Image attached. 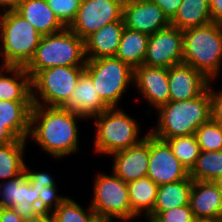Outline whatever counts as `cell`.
<instances>
[{
	"mask_svg": "<svg viewBox=\"0 0 222 222\" xmlns=\"http://www.w3.org/2000/svg\"><path fill=\"white\" fill-rule=\"evenodd\" d=\"M80 122L88 120L61 107L33 105L27 141L35 143L52 160H66L80 152Z\"/></svg>",
	"mask_w": 222,
	"mask_h": 222,
	"instance_id": "1",
	"label": "cell"
},
{
	"mask_svg": "<svg viewBox=\"0 0 222 222\" xmlns=\"http://www.w3.org/2000/svg\"><path fill=\"white\" fill-rule=\"evenodd\" d=\"M122 108H109L89 120V124L94 122V145L91 147L94 154L109 157L138 144L148 134L149 129L146 132L142 130L141 120L138 121L136 116Z\"/></svg>",
	"mask_w": 222,
	"mask_h": 222,
	"instance_id": "2",
	"label": "cell"
},
{
	"mask_svg": "<svg viewBox=\"0 0 222 222\" xmlns=\"http://www.w3.org/2000/svg\"><path fill=\"white\" fill-rule=\"evenodd\" d=\"M154 112L156 122L149 128L154 137L165 141L195 134L199 126L210 120L209 92L206 90L199 97L189 100L169 101Z\"/></svg>",
	"mask_w": 222,
	"mask_h": 222,
	"instance_id": "3",
	"label": "cell"
},
{
	"mask_svg": "<svg viewBox=\"0 0 222 222\" xmlns=\"http://www.w3.org/2000/svg\"><path fill=\"white\" fill-rule=\"evenodd\" d=\"M208 79L222 78V23L189 28L183 31V60Z\"/></svg>",
	"mask_w": 222,
	"mask_h": 222,
	"instance_id": "4",
	"label": "cell"
},
{
	"mask_svg": "<svg viewBox=\"0 0 222 222\" xmlns=\"http://www.w3.org/2000/svg\"><path fill=\"white\" fill-rule=\"evenodd\" d=\"M42 35L15 10L0 12V60L6 66L25 67Z\"/></svg>",
	"mask_w": 222,
	"mask_h": 222,
	"instance_id": "5",
	"label": "cell"
},
{
	"mask_svg": "<svg viewBox=\"0 0 222 222\" xmlns=\"http://www.w3.org/2000/svg\"><path fill=\"white\" fill-rule=\"evenodd\" d=\"M86 60L84 40L65 28L41 37L25 70L32 79L40 70L57 66H85Z\"/></svg>",
	"mask_w": 222,
	"mask_h": 222,
	"instance_id": "6",
	"label": "cell"
},
{
	"mask_svg": "<svg viewBox=\"0 0 222 222\" xmlns=\"http://www.w3.org/2000/svg\"><path fill=\"white\" fill-rule=\"evenodd\" d=\"M94 175L92 196L88 199L97 218L104 222L138 220L131 210L127 183L110 170L107 173L98 169Z\"/></svg>",
	"mask_w": 222,
	"mask_h": 222,
	"instance_id": "7",
	"label": "cell"
},
{
	"mask_svg": "<svg viewBox=\"0 0 222 222\" xmlns=\"http://www.w3.org/2000/svg\"><path fill=\"white\" fill-rule=\"evenodd\" d=\"M85 72L109 108L122 107L126 92L134 89V69L116 57L87 59Z\"/></svg>",
	"mask_w": 222,
	"mask_h": 222,
	"instance_id": "8",
	"label": "cell"
},
{
	"mask_svg": "<svg viewBox=\"0 0 222 222\" xmlns=\"http://www.w3.org/2000/svg\"><path fill=\"white\" fill-rule=\"evenodd\" d=\"M85 66H57L40 70L32 79V103L62 107L75 88Z\"/></svg>",
	"mask_w": 222,
	"mask_h": 222,
	"instance_id": "9",
	"label": "cell"
},
{
	"mask_svg": "<svg viewBox=\"0 0 222 222\" xmlns=\"http://www.w3.org/2000/svg\"><path fill=\"white\" fill-rule=\"evenodd\" d=\"M124 0H82L74 21L68 27L85 40L103 26L119 21Z\"/></svg>",
	"mask_w": 222,
	"mask_h": 222,
	"instance_id": "10",
	"label": "cell"
},
{
	"mask_svg": "<svg viewBox=\"0 0 222 222\" xmlns=\"http://www.w3.org/2000/svg\"><path fill=\"white\" fill-rule=\"evenodd\" d=\"M189 170L173 154L169 144L149 133V165L147 177L158 186L181 181Z\"/></svg>",
	"mask_w": 222,
	"mask_h": 222,
	"instance_id": "11",
	"label": "cell"
},
{
	"mask_svg": "<svg viewBox=\"0 0 222 222\" xmlns=\"http://www.w3.org/2000/svg\"><path fill=\"white\" fill-rule=\"evenodd\" d=\"M183 60V31L169 25L149 36L143 64L169 69Z\"/></svg>",
	"mask_w": 222,
	"mask_h": 222,
	"instance_id": "12",
	"label": "cell"
},
{
	"mask_svg": "<svg viewBox=\"0 0 222 222\" xmlns=\"http://www.w3.org/2000/svg\"><path fill=\"white\" fill-rule=\"evenodd\" d=\"M134 89L147 103L146 114L151 116L160 106L169 102L168 69L141 65L134 69ZM151 107V108H150Z\"/></svg>",
	"mask_w": 222,
	"mask_h": 222,
	"instance_id": "13",
	"label": "cell"
},
{
	"mask_svg": "<svg viewBox=\"0 0 222 222\" xmlns=\"http://www.w3.org/2000/svg\"><path fill=\"white\" fill-rule=\"evenodd\" d=\"M122 17L126 28L148 36L170 25L162 9L150 0H124Z\"/></svg>",
	"mask_w": 222,
	"mask_h": 222,
	"instance_id": "14",
	"label": "cell"
},
{
	"mask_svg": "<svg viewBox=\"0 0 222 222\" xmlns=\"http://www.w3.org/2000/svg\"><path fill=\"white\" fill-rule=\"evenodd\" d=\"M32 101L0 100V145L27 139Z\"/></svg>",
	"mask_w": 222,
	"mask_h": 222,
	"instance_id": "15",
	"label": "cell"
},
{
	"mask_svg": "<svg viewBox=\"0 0 222 222\" xmlns=\"http://www.w3.org/2000/svg\"><path fill=\"white\" fill-rule=\"evenodd\" d=\"M109 158L112 160L111 171L125 183L146 177L149 165V132L138 144L113 153Z\"/></svg>",
	"mask_w": 222,
	"mask_h": 222,
	"instance_id": "16",
	"label": "cell"
},
{
	"mask_svg": "<svg viewBox=\"0 0 222 222\" xmlns=\"http://www.w3.org/2000/svg\"><path fill=\"white\" fill-rule=\"evenodd\" d=\"M169 101H183L202 95L209 79L199 70L184 63L173 65L168 69Z\"/></svg>",
	"mask_w": 222,
	"mask_h": 222,
	"instance_id": "17",
	"label": "cell"
},
{
	"mask_svg": "<svg viewBox=\"0 0 222 222\" xmlns=\"http://www.w3.org/2000/svg\"><path fill=\"white\" fill-rule=\"evenodd\" d=\"M189 204L195 219L222 218V191L214 181L193 180Z\"/></svg>",
	"mask_w": 222,
	"mask_h": 222,
	"instance_id": "18",
	"label": "cell"
},
{
	"mask_svg": "<svg viewBox=\"0 0 222 222\" xmlns=\"http://www.w3.org/2000/svg\"><path fill=\"white\" fill-rule=\"evenodd\" d=\"M90 120L109 107L101 100L91 77L84 71L67 102L61 107Z\"/></svg>",
	"mask_w": 222,
	"mask_h": 222,
	"instance_id": "19",
	"label": "cell"
},
{
	"mask_svg": "<svg viewBox=\"0 0 222 222\" xmlns=\"http://www.w3.org/2000/svg\"><path fill=\"white\" fill-rule=\"evenodd\" d=\"M40 192L32 188L23 171L13 179L0 183V208H19L27 212L38 211Z\"/></svg>",
	"mask_w": 222,
	"mask_h": 222,
	"instance_id": "20",
	"label": "cell"
},
{
	"mask_svg": "<svg viewBox=\"0 0 222 222\" xmlns=\"http://www.w3.org/2000/svg\"><path fill=\"white\" fill-rule=\"evenodd\" d=\"M125 28L123 17L107 24L84 40L86 59L115 57Z\"/></svg>",
	"mask_w": 222,
	"mask_h": 222,
	"instance_id": "21",
	"label": "cell"
},
{
	"mask_svg": "<svg viewBox=\"0 0 222 222\" xmlns=\"http://www.w3.org/2000/svg\"><path fill=\"white\" fill-rule=\"evenodd\" d=\"M14 10L34 26L42 36L55 34L66 28L46 0H20Z\"/></svg>",
	"mask_w": 222,
	"mask_h": 222,
	"instance_id": "22",
	"label": "cell"
},
{
	"mask_svg": "<svg viewBox=\"0 0 222 222\" xmlns=\"http://www.w3.org/2000/svg\"><path fill=\"white\" fill-rule=\"evenodd\" d=\"M0 100L32 101L31 77L23 66H6L0 72Z\"/></svg>",
	"mask_w": 222,
	"mask_h": 222,
	"instance_id": "23",
	"label": "cell"
},
{
	"mask_svg": "<svg viewBox=\"0 0 222 222\" xmlns=\"http://www.w3.org/2000/svg\"><path fill=\"white\" fill-rule=\"evenodd\" d=\"M127 187L131 210L139 218V221H142L141 219H145L153 211L158 185L146 176L128 182Z\"/></svg>",
	"mask_w": 222,
	"mask_h": 222,
	"instance_id": "24",
	"label": "cell"
},
{
	"mask_svg": "<svg viewBox=\"0 0 222 222\" xmlns=\"http://www.w3.org/2000/svg\"><path fill=\"white\" fill-rule=\"evenodd\" d=\"M212 22L209 0H182L170 25L179 30L199 27Z\"/></svg>",
	"mask_w": 222,
	"mask_h": 222,
	"instance_id": "25",
	"label": "cell"
},
{
	"mask_svg": "<svg viewBox=\"0 0 222 222\" xmlns=\"http://www.w3.org/2000/svg\"><path fill=\"white\" fill-rule=\"evenodd\" d=\"M149 36L139 31L124 28L116 58L133 69L143 65L148 46Z\"/></svg>",
	"mask_w": 222,
	"mask_h": 222,
	"instance_id": "26",
	"label": "cell"
},
{
	"mask_svg": "<svg viewBox=\"0 0 222 222\" xmlns=\"http://www.w3.org/2000/svg\"><path fill=\"white\" fill-rule=\"evenodd\" d=\"M28 145L27 139L0 145V183L13 179L24 171Z\"/></svg>",
	"mask_w": 222,
	"mask_h": 222,
	"instance_id": "27",
	"label": "cell"
},
{
	"mask_svg": "<svg viewBox=\"0 0 222 222\" xmlns=\"http://www.w3.org/2000/svg\"><path fill=\"white\" fill-rule=\"evenodd\" d=\"M193 179H186L158 186L157 199L153 211H166L189 204Z\"/></svg>",
	"mask_w": 222,
	"mask_h": 222,
	"instance_id": "28",
	"label": "cell"
},
{
	"mask_svg": "<svg viewBox=\"0 0 222 222\" xmlns=\"http://www.w3.org/2000/svg\"><path fill=\"white\" fill-rule=\"evenodd\" d=\"M189 176L196 181H216L222 176V151H200Z\"/></svg>",
	"mask_w": 222,
	"mask_h": 222,
	"instance_id": "29",
	"label": "cell"
},
{
	"mask_svg": "<svg viewBox=\"0 0 222 222\" xmlns=\"http://www.w3.org/2000/svg\"><path fill=\"white\" fill-rule=\"evenodd\" d=\"M81 204L68 194V197L52 212L54 222H97L99 219L90 204Z\"/></svg>",
	"mask_w": 222,
	"mask_h": 222,
	"instance_id": "30",
	"label": "cell"
},
{
	"mask_svg": "<svg viewBox=\"0 0 222 222\" xmlns=\"http://www.w3.org/2000/svg\"><path fill=\"white\" fill-rule=\"evenodd\" d=\"M165 141L171 147L173 154L190 171L201 151L195 134L172 137Z\"/></svg>",
	"mask_w": 222,
	"mask_h": 222,
	"instance_id": "31",
	"label": "cell"
},
{
	"mask_svg": "<svg viewBox=\"0 0 222 222\" xmlns=\"http://www.w3.org/2000/svg\"><path fill=\"white\" fill-rule=\"evenodd\" d=\"M200 150L222 151V127L209 120L199 126L195 132Z\"/></svg>",
	"mask_w": 222,
	"mask_h": 222,
	"instance_id": "32",
	"label": "cell"
},
{
	"mask_svg": "<svg viewBox=\"0 0 222 222\" xmlns=\"http://www.w3.org/2000/svg\"><path fill=\"white\" fill-rule=\"evenodd\" d=\"M145 220L151 222H195L190 204L166 211H152Z\"/></svg>",
	"mask_w": 222,
	"mask_h": 222,
	"instance_id": "33",
	"label": "cell"
},
{
	"mask_svg": "<svg viewBox=\"0 0 222 222\" xmlns=\"http://www.w3.org/2000/svg\"><path fill=\"white\" fill-rule=\"evenodd\" d=\"M82 0H46L59 21L68 28L74 21Z\"/></svg>",
	"mask_w": 222,
	"mask_h": 222,
	"instance_id": "34",
	"label": "cell"
},
{
	"mask_svg": "<svg viewBox=\"0 0 222 222\" xmlns=\"http://www.w3.org/2000/svg\"><path fill=\"white\" fill-rule=\"evenodd\" d=\"M60 188L59 186L36 188L40 192L38 211L53 212L68 197L66 194L58 193L62 190Z\"/></svg>",
	"mask_w": 222,
	"mask_h": 222,
	"instance_id": "35",
	"label": "cell"
},
{
	"mask_svg": "<svg viewBox=\"0 0 222 222\" xmlns=\"http://www.w3.org/2000/svg\"><path fill=\"white\" fill-rule=\"evenodd\" d=\"M219 78L209 79L207 90L210 97V120L222 127V86L218 85ZM220 88V89H219Z\"/></svg>",
	"mask_w": 222,
	"mask_h": 222,
	"instance_id": "36",
	"label": "cell"
},
{
	"mask_svg": "<svg viewBox=\"0 0 222 222\" xmlns=\"http://www.w3.org/2000/svg\"><path fill=\"white\" fill-rule=\"evenodd\" d=\"M28 165L27 161L24 164V172L26 173V179L30 182L32 188H43L44 186H59L57 184V178L50 174L47 170H37L36 167ZM43 170V171H42ZM45 171V172H44Z\"/></svg>",
	"mask_w": 222,
	"mask_h": 222,
	"instance_id": "37",
	"label": "cell"
},
{
	"mask_svg": "<svg viewBox=\"0 0 222 222\" xmlns=\"http://www.w3.org/2000/svg\"><path fill=\"white\" fill-rule=\"evenodd\" d=\"M26 212L19 208H0V222H24Z\"/></svg>",
	"mask_w": 222,
	"mask_h": 222,
	"instance_id": "38",
	"label": "cell"
},
{
	"mask_svg": "<svg viewBox=\"0 0 222 222\" xmlns=\"http://www.w3.org/2000/svg\"><path fill=\"white\" fill-rule=\"evenodd\" d=\"M158 5L163 13L171 20L178 12L182 0H150Z\"/></svg>",
	"mask_w": 222,
	"mask_h": 222,
	"instance_id": "39",
	"label": "cell"
},
{
	"mask_svg": "<svg viewBox=\"0 0 222 222\" xmlns=\"http://www.w3.org/2000/svg\"><path fill=\"white\" fill-rule=\"evenodd\" d=\"M24 222H54L52 212L32 211L26 212Z\"/></svg>",
	"mask_w": 222,
	"mask_h": 222,
	"instance_id": "40",
	"label": "cell"
},
{
	"mask_svg": "<svg viewBox=\"0 0 222 222\" xmlns=\"http://www.w3.org/2000/svg\"><path fill=\"white\" fill-rule=\"evenodd\" d=\"M212 22L222 23V0H209Z\"/></svg>",
	"mask_w": 222,
	"mask_h": 222,
	"instance_id": "41",
	"label": "cell"
},
{
	"mask_svg": "<svg viewBox=\"0 0 222 222\" xmlns=\"http://www.w3.org/2000/svg\"><path fill=\"white\" fill-rule=\"evenodd\" d=\"M20 0H0V12L14 10Z\"/></svg>",
	"mask_w": 222,
	"mask_h": 222,
	"instance_id": "42",
	"label": "cell"
},
{
	"mask_svg": "<svg viewBox=\"0 0 222 222\" xmlns=\"http://www.w3.org/2000/svg\"><path fill=\"white\" fill-rule=\"evenodd\" d=\"M215 183L219 186V188L222 191V176H220L218 179H216Z\"/></svg>",
	"mask_w": 222,
	"mask_h": 222,
	"instance_id": "43",
	"label": "cell"
},
{
	"mask_svg": "<svg viewBox=\"0 0 222 222\" xmlns=\"http://www.w3.org/2000/svg\"><path fill=\"white\" fill-rule=\"evenodd\" d=\"M195 222H215V220L196 219Z\"/></svg>",
	"mask_w": 222,
	"mask_h": 222,
	"instance_id": "44",
	"label": "cell"
},
{
	"mask_svg": "<svg viewBox=\"0 0 222 222\" xmlns=\"http://www.w3.org/2000/svg\"><path fill=\"white\" fill-rule=\"evenodd\" d=\"M6 67V65L0 60V72Z\"/></svg>",
	"mask_w": 222,
	"mask_h": 222,
	"instance_id": "45",
	"label": "cell"
},
{
	"mask_svg": "<svg viewBox=\"0 0 222 222\" xmlns=\"http://www.w3.org/2000/svg\"><path fill=\"white\" fill-rule=\"evenodd\" d=\"M117 222V221H116ZM121 222H139L138 220H134V221H121ZM143 222H151L149 220H144Z\"/></svg>",
	"mask_w": 222,
	"mask_h": 222,
	"instance_id": "46",
	"label": "cell"
},
{
	"mask_svg": "<svg viewBox=\"0 0 222 222\" xmlns=\"http://www.w3.org/2000/svg\"><path fill=\"white\" fill-rule=\"evenodd\" d=\"M215 222H222V218L215 220Z\"/></svg>",
	"mask_w": 222,
	"mask_h": 222,
	"instance_id": "47",
	"label": "cell"
}]
</instances>
